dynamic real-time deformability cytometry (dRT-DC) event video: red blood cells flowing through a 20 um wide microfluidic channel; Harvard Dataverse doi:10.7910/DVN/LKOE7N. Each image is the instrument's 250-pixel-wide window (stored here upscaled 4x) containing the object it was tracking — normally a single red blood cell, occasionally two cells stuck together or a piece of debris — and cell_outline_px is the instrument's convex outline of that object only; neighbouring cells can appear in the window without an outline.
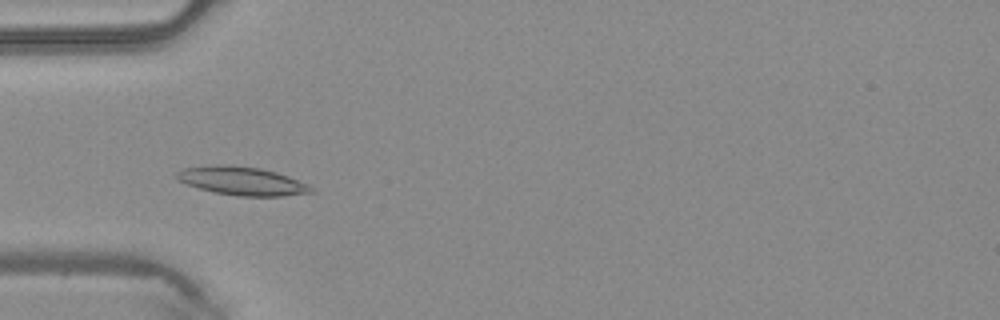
{"species": "common noctule bat (a hibernating species)", "species_latin": "Nyctalus noctula", "temperature_condition": "warm", "stored_images_in_passage": 49, "camera_frame_rate_fps": 3000, "um_per_image_px": 0.085, "animal": {"sex": "male", "body_mass_g": 20.4}, "frame": {"image": 1, "passage_image": 16, "time_ms": 5.0, "image_size_px": [1000, 320], "cell_outline_px": [[316, 192], [280, 196], [236, 196], [212, 192], [176, 180], [176, 172], [180, 168], [216, 164], [220, 164], [260, 168], [276, 172], [288, 176], [308, 184]], "centroid_in_image_um": [20.54, 15.38], "position_along_channel_um": 64.5, "area_um2": 22.37}}
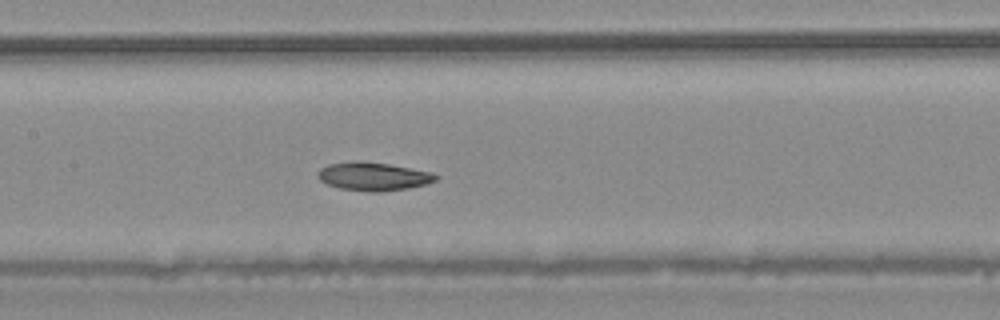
{"frame": {"image": 2, "passage_image": 24, "time_ms": 7.667, "image_size_px": [1000, 320], "cell_outline_px": [[440, 176], [436, 180], [424, 184], [408, 188], [380, 192], [372, 192], [340, 188], [328, 184], [320, 180], [320, 168], [328, 164], [356, 160], [360, 160], [388, 164], [432, 172]], "centroid_in_image_um": [31.76, 14.98], "position_along_channel_um": 175.6, "area_um2": 19.31}}
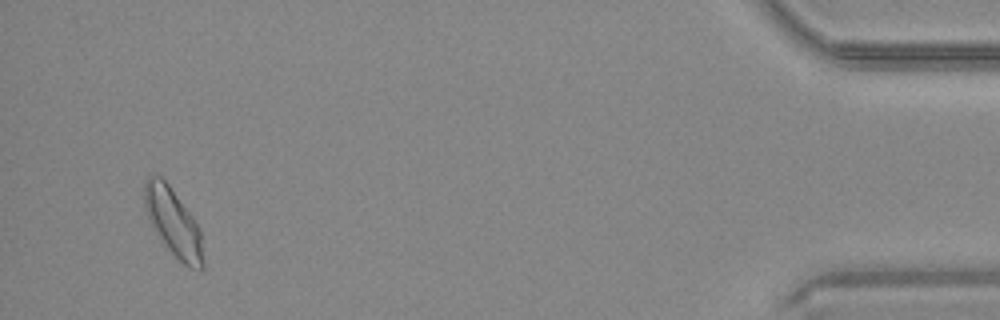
{"frame": {"image": 3, "passage_image": 47, "time_ms": 15.333, "image_size_px": [1000, 320], "cell_outline_px": [[204, 268], [188, 268], [160, 240], [148, 216], [144, 204], [144, 180], [148, 176], [160, 176], [168, 184], [192, 216], [200, 228], [204, 264]], "centroid_in_image_um": [14.73, 18.9], "position_along_channel_um": 420.5, "area_um2": 22.77}, "authors_computed_cell_mechanics": {"area_um2": 20.3456, "velocity_mm_per_s": 4.1968, "shape_relaxation_time_tau1_ms": 4.6305, "shape_relaxation_time_tau2_ms": 10.81, "deformation_change_tau1": 0.097, "deformation_change_tau2": 0.151}}